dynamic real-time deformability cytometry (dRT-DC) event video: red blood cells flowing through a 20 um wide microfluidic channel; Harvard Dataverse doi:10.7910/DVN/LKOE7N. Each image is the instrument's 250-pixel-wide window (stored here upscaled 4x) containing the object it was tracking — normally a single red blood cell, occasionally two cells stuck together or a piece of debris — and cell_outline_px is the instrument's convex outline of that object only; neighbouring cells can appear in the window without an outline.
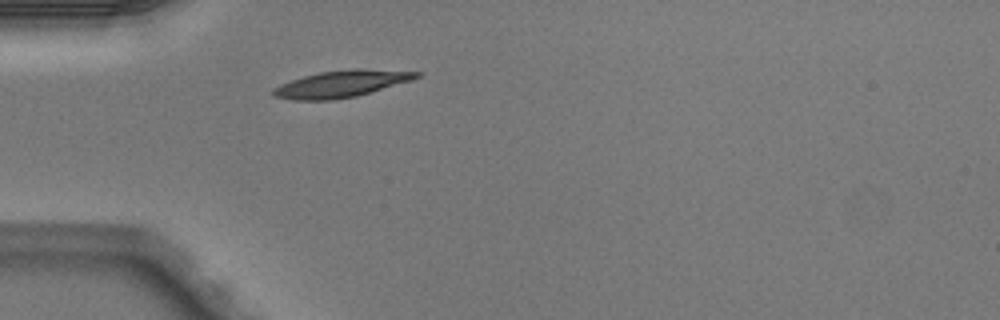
{"species": "Egyptian fruit bat (a non-hibernating species)", "species_latin": "Rousettus aegyptiacus", "temperature_condition": "warm", "stored_images_in_passage": 2, "camera_frame_rate_fps": 3000, "um_per_image_px": 0.085, "animal": {"sex": "male"}, "frame": {"image": 1, "passage_image": 2, "time_ms": 0.333, "image_size_px": [1000, 320], "cell_outline_px": [[420, 76], [412, 80], [356, 96], [332, 100], [292, 100], [272, 96], [272, 88], [280, 84], [304, 76], [320, 72], [356, 68], [360, 68], [420, 72]], "centroid_in_image_um": [28.98, 7.13], "position_along_channel_um": 56.0, "area_um2": 22.25}}